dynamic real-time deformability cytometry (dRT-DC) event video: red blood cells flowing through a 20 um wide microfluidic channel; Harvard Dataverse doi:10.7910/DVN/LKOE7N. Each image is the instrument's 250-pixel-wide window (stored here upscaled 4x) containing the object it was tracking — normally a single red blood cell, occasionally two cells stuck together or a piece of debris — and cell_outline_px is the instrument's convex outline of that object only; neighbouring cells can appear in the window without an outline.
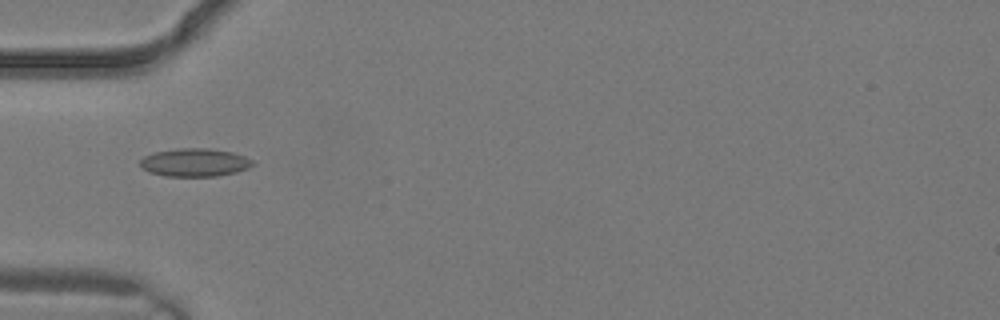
{"species": "common noctule bat (a hibernating species)", "species_latin": "Nyctalus noctula", "temperature_condition": "warm", "stored_images_in_passage": 3, "camera_frame_rate_fps": 3000, "um_per_image_px": 0.085, "animal": {"sex": "male", "body_mass_g": 19.2, "forearm_length_mm": 51.8}, "frame": {"image": 1, "passage_image": 3, "time_ms": 0.667, "image_size_px": [1000, 320], "cell_outline_px": [[256, 164], [248, 168], [236, 172], [216, 176], [164, 176], [148, 172], [140, 164], [140, 160], [144, 156], [156, 152], [176, 148], [208, 148], [232, 152], [256, 160]], "centroid_in_image_um": [16.59, 13.81], "position_along_channel_um": 68.4, "area_um2": 18.55}}